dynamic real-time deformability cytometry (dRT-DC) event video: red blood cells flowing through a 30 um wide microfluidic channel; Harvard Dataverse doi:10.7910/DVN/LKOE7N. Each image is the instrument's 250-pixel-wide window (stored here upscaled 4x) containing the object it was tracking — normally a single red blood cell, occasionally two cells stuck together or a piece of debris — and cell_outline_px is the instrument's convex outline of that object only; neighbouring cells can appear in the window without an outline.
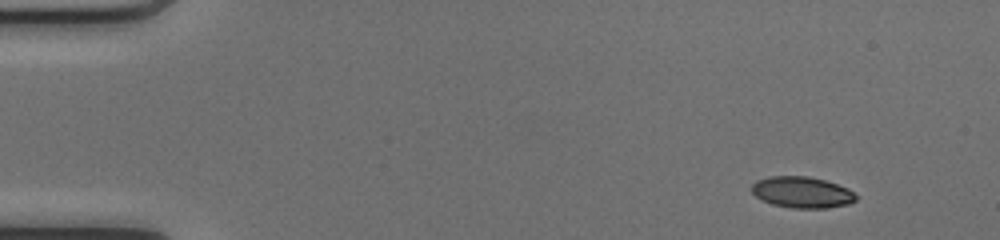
{"species": "common noctule bat (a hibernating species)", "species_latin": "Nyctalus noctula", "temperature_condition": "cold", "stored_images_in_passage": 46, "camera_frame_rate_fps": 3000, "um_per_image_px": 0.085, "animal": {"sex": "female", "body_mass_g": 17.0, "forearm_length_mm": 48.0}, "frame": {"image": 1, "passage_image": 1, "time_ms": 0.0, "image_size_px": [1000, 240], "cell_outline_px": [[856, 200], [848, 204], [828, 208], [792, 208], [772, 204], [756, 196], [752, 192], [752, 184], [756, 180], [768, 176], [808, 176], [824, 180], [848, 188], [856, 196]], "centroid_in_image_um": [68.16, 16.34], "position_along_channel_um": 16.8, "area_um2": 18.9}}
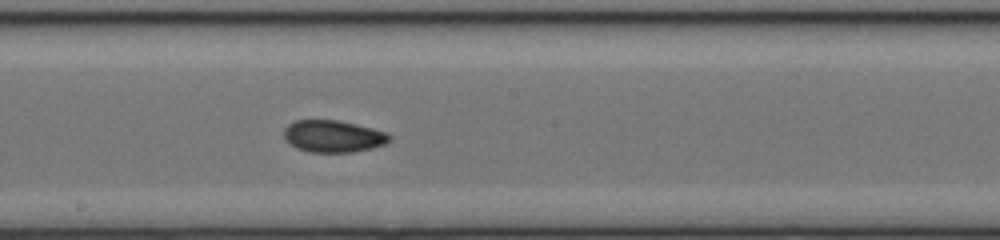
{"frame": {"image": 2, "passage_image": 24, "time_ms": 7.667, "image_size_px": [1000, 240], "cell_outline_px": [[392, 140], [384, 144], [372, 148], [352, 152], [308, 152], [296, 148], [288, 144], [284, 140], [284, 128], [292, 120], [336, 120], [356, 124], [388, 132], [392, 136]], "centroid_in_image_um": [28.3, 11.58], "position_along_channel_um": 219.9, "area_um2": 20.0}}
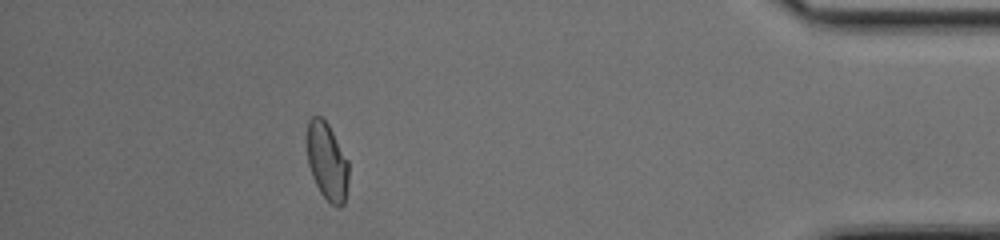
{"frame": {"image": 3, "passage_image": 41, "time_ms": 13.333, "image_size_px": [1000, 240], "cell_outline_px": [[348, 184], [344, 204], [340, 208], [336, 208], [320, 192], [312, 176], [308, 164], [308, 120], [312, 116], [320, 116], [328, 124], [348, 160]], "centroid_in_image_um": [27.82, 13.76], "position_along_channel_um": 407.4, "area_um2": 18.67}, "authors_computed_cell_mechanics": {"area_um2": 19.3052, "velocity_mm_per_s": 4.2005, "shape_relaxation_time_tau1_ms": 10.4699, "shape_relaxation_time_tau2_ms": 1.5407, "deformation_change_tau1": 0.2012, "deformation_change_tau2": 0.0484}}